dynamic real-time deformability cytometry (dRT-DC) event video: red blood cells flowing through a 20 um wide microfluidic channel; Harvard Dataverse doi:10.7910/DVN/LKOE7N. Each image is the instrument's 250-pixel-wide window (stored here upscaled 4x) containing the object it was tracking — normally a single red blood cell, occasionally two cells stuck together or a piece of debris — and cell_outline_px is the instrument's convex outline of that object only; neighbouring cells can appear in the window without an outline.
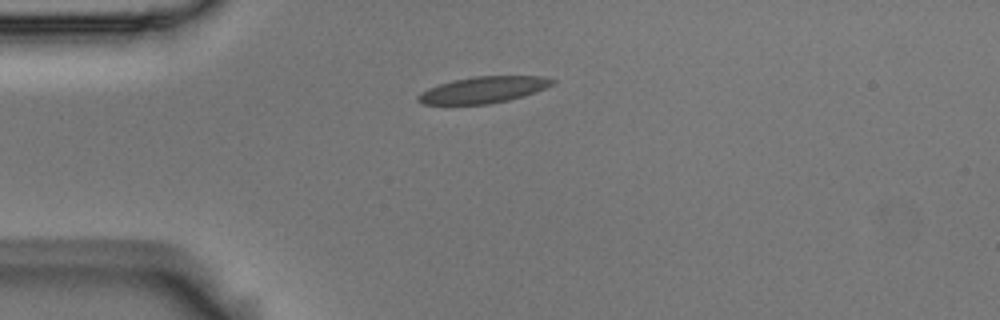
{"species": "Egyptian fruit bat (a non-hibernating species)", "species_latin": "Rousettus aegyptiacus", "temperature_condition": "room temperature", "stored_images_in_passage": 37, "camera_frame_rate_fps": 3000, "um_per_image_px": 0.085, "animal": {"sex": "male"}, "frame": {"image": 1, "passage_image": 1, "time_ms": 0.0, "image_size_px": [1000, 320], "cell_outline_px": [[556, 80], [552, 84], [536, 92], [508, 100], [488, 104], [424, 104], [416, 100], [416, 96], [420, 92], [428, 88], [452, 80], [476, 76], [544, 76]], "centroid_in_image_um": [41.06, 7.63], "position_along_channel_um": 43.9, "area_um2": 20.58}}
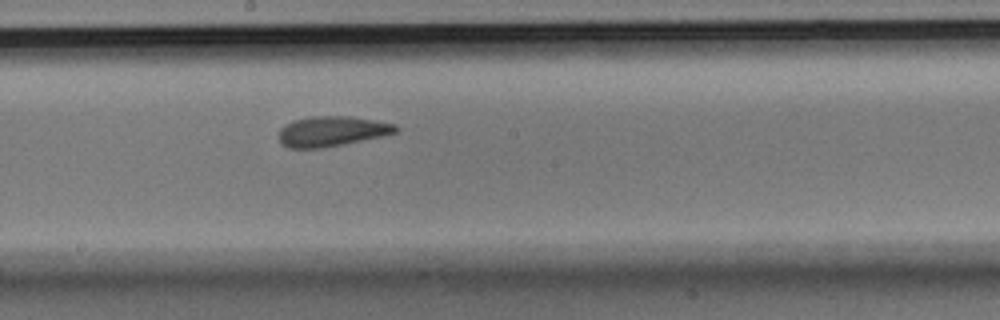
{"frame": {"image": 2, "passage_image": 17, "time_ms": 5.333, "image_size_px": [1000, 320], "cell_outline_px": [[400, 128], [396, 132], [384, 136], [320, 148], [288, 148], [276, 136], [280, 128], [284, 124], [292, 120], [308, 116], [352, 116], [376, 120], [396, 124]], "centroid_in_image_um": [28.19, 11.14], "position_along_channel_um": 220.0, "area_um2": 20.81}}
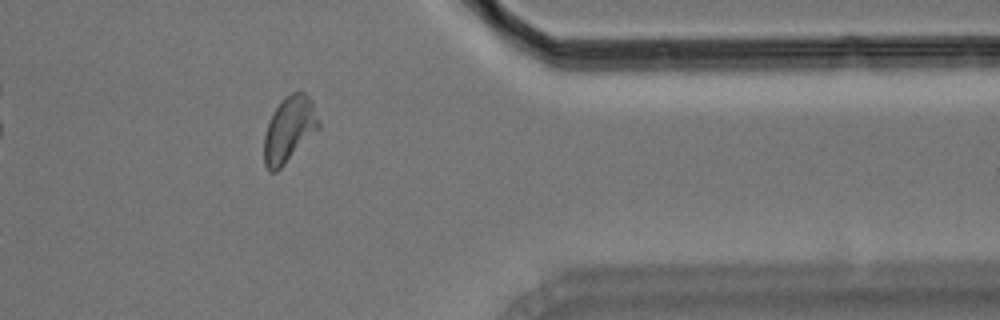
{"frame": {"image": 3, "passage_image": 32, "time_ms": 10.333, "image_size_px": [1000, 320], "cell_outline_px": [[320, 128], [276, 172], [268, 172], [264, 164], [264, 136], [272, 112], [284, 96], [292, 92], [304, 92], [312, 100], [320, 120]], "centroid_in_image_um": [24.58, 10.98], "position_along_channel_um": 386.8, "area_um2": 20.98}, "authors_computed_cell_mechanics": {"area_um2": 20.5768, "velocity_mm_per_s": 3.6512, "shape_relaxation_time_tau1_ms": 7.9678, "shape_relaxation_time_tau2_ms": 1.6641, "deformation_change_tau1": 0.1755, "deformation_change_tau2": 0.0973}}